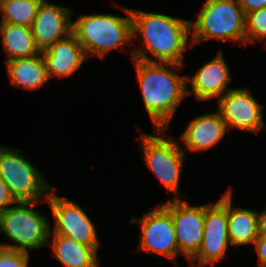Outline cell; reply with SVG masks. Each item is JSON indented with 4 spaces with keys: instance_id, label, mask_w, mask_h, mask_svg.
I'll return each mask as SVG.
<instances>
[{
    "instance_id": "cell-19",
    "label": "cell",
    "mask_w": 266,
    "mask_h": 267,
    "mask_svg": "<svg viewBox=\"0 0 266 267\" xmlns=\"http://www.w3.org/2000/svg\"><path fill=\"white\" fill-rule=\"evenodd\" d=\"M50 234L52 253L65 267H98V248L76 242L61 234Z\"/></svg>"
},
{
    "instance_id": "cell-23",
    "label": "cell",
    "mask_w": 266,
    "mask_h": 267,
    "mask_svg": "<svg viewBox=\"0 0 266 267\" xmlns=\"http://www.w3.org/2000/svg\"><path fill=\"white\" fill-rule=\"evenodd\" d=\"M29 252L0 246V267H28Z\"/></svg>"
},
{
    "instance_id": "cell-1",
    "label": "cell",
    "mask_w": 266,
    "mask_h": 267,
    "mask_svg": "<svg viewBox=\"0 0 266 267\" xmlns=\"http://www.w3.org/2000/svg\"><path fill=\"white\" fill-rule=\"evenodd\" d=\"M130 13L132 17L133 39L141 34L143 38L139 37V39L146 45V47H141V49L132 48V59L158 62L146 55L149 52L160 63L183 65V52L188 45V38L191 35L190 20L132 9H130Z\"/></svg>"
},
{
    "instance_id": "cell-16",
    "label": "cell",
    "mask_w": 266,
    "mask_h": 267,
    "mask_svg": "<svg viewBox=\"0 0 266 267\" xmlns=\"http://www.w3.org/2000/svg\"><path fill=\"white\" fill-rule=\"evenodd\" d=\"M228 128L220 113H209L193 118L181 135L189 151H204L216 145Z\"/></svg>"
},
{
    "instance_id": "cell-9",
    "label": "cell",
    "mask_w": 266,
    "mask_h": 267,
    "mask_svg": "<svg viewBox=\"0 0 266 267\" xmlns=\"http://www.w3.org/2000/svg\"><path fill=\"white\" fill-rule=\"evenodd\" d=\"M46 200L55 218V228L50 233L61 234L93 248L100 246L96 227L78 204L57 196L55 188Z\"/></svg>"
},
{
    "instance_id": "cell-13",
    "label": "cell",
    "mask_w": 266,
    "mask_h": 267,
    "mask_svg": "<svg viewBox=\"0 0 266 267\" xmlns=\"http://www.w3.org/2000/svg\"><path fill=\"white\" fill-rule=\"evenodd\" d=\"M71 11L72 9L54 5L46 0L42 2L30 27L40 52L72 33Z\"/></svg>"
},
{
    "instance_id": "cell-7",
    "label": "cell",
    "mask_w": 266,
    "mask_h": 267,
    "mask_svg": "<svg viewBox=\"0 0 266 267\" xmlns=\"http://www.w3.org/2000/svg\"><path fill=\"white\" fill-rule=\"evenodd\" d=\"M156 131L161 134L160 137L144 132L140 134L144 160L168 192H173L174 196L171 199H178L185 149L174 138L164 139L165 129Z\"/></svg>"
},
{
    "instance_id": "cell-26",
    "label": "cell",
    "mask_w": 266,
    "mask_h": 267,
    "mask_svg": "<svg viewBox=\"0 0 266 267\" xmlns=\"http://www.w3.org/2000/svg\"><path fill=\"white\" fill-rule=\"evenodd\" d=\"M245 15L255 10L266 7V0H238Z\"/></svg>"
},
{
    "instance_id": "cell-27",
    "label": "cell",
    "mask_w": 266,
    "mask_h": 267,
    "mask_svg": "<svg viewBox=\"0 0 266 267\" xmlns=\"http://www.w3.org/2000/svg\"><path fill=\"white\" fill-rule=\"evenodd\" d=\"M258 237H266V209L258 213Z\"/></svg>"
},
{
    "instance_id": "cell-8",
    "label": "cell",
    "mask_w": 266,
    "mask_h": 267,
    "mask_svg": "<svg viewBox=\"0 0 266 267\" xmlns=\"http://www.w3.org/2000/svg\"><path fill=\"white\" fill-rule=\"evenodd\" d=\"M228 245L227 191L216 203L205 204L204 233L198 252L189 260L199 267L215 265L225 257Z\"/></svg>"
},
{
    "instance_id": "cell-24",
    "label": "cell",
    "mask_w": 266,
    "mask_h": 267,
    "mask_svg": "<svg viewBox=\"0 0 266 267\" xmlns=\"http://www.w3.org/2000/svg\"><path fill=\"white\" fill-rule=\"evenodd\" d=\"M16 201L10 194L8 187L0 179V215L3 214L10 204H15Z\"/></svg>"
},
{
    "instance_id": "cell-15",
    "label": "cell",
    "mask_w": 266,
    "mask_h": 267,
    "mask_svg": "<svg viewBox=\"0 0 266 267\" xmlns=\"http://www.w3.org/2000/svg\"><path fill=\"white\" fill-rule=\"evenodd\" d=\"M47 76L69 77L75 74L86 59V54L76 36L71 33L66 38L56 41L42 52Z\"/></svg>"
},
{
    "instance_id": "cell-17",
    "label": "cell",
    "mask_w": 266,
    "mask_h": 267,
    "mask_svg": "<svg viewBox=\"0 0 266 267\" xmlns=\"http://www.w3.org/2000/svg\"><path fill=\"white\" fill-rule=\"evenodd\" d=\"M9 81L22 89L36 90L49 80L42 53L6 61Z\"/></svg>"
},
{
    "instance_id": "cell-20",
    "label": "cell",
    "mask_w": 266,
    "mask_h": 267,
    "mask_svg": "<svg viewBox=\"0 0 266 267\" xmlns=\"http://www.w3.org/2000/svg\"><path fill=\"white\" fill-rule=\"evenodd\" d=\"M0 35H2V44L7 55L6 61L32 57L41 53L36 47L31 28L28 26L1 22Z\"/></svg>"
},
{
    "instance_id": "cell-3",
    "label": "cell",
    "mask_w": 266,
    "mask_h": 267,
    "mask_svg": "<svg viewBox=\"0 0 266 267\" xmlns=\"http://www.w3.org/2000/svg\"><path fill=\"white\" fill-rule=\"evenodd\" d=\"M128 17L111 14L81 15L73 22L72 33L88 55L103 58L110 50L132 41L130 9L120 7Z\"/></svg>"
},
{
    "instance_id": "cell-12",
    "label": "cell",
    "mask_w": 266,
    "mask_h": 267,
    "mask_svg": "<svg viewBox=\"0 0 266 267\" xmlns=\"http://www.w3.org/2000/svg\"><path fill=\"white\" fill-rule=\"evenodd\" d=\"M218 109L227 128L235 127L241 130L258 133L266 129L262 117L263 106L259 104L246 88H233L217 99Z\"/></svg>"
},
{
    "instance_id": "cell-14",
    "label": "cell",
    "mask_w": 266,
    "mask_h": 267,
    "mask_svg": "<svg viewBox=\"0 0 266 267\" xmlns=\"http://www.w3.org/2000/svg\"><path fill=\"white\" fill-rule=\"evenodd\" d=\"M229 67L223 57L221 50L218 51L214 59L205 63L192 77L187 76L186 82H190L192 90H188L187 95L194 92L197 100H209L221 98L228 90L227 87L232 80Z\"/></svg>"
},
{
    "instance_id": "cell-2",
    "label": "cell",
    "mask_w": 266,
    "mask_h": 267,
    "mask_svg": "<svg viewBox=\"0 0 266 267\" xmlns=\"http://www.w3.org/2000/svg\"><path fill=\"white\" fill-rule=\"evenodd\" d=\"M132 60L145 110L153 121L155 130L168 129L174 113L187 95V75L181 77L168 69L177 72L182 65Z\"/></svg>"
},
{
    "instance_id": "cell-6",
    "label": "cell",
    "mask_w": 266,
    "mask_h": 267,
    "mask_svg": "<svg viewBox=\"0 0 266 267\" xmlns=\"http://www.w3.org/2000/svg\"><path fill=\"white\" fill-rule=\"evenodd\" d=\"M20 150L0 146V179L15 201H38L52 191L44 175Z\"/></svg>"
},
{
    "instance_id": "cell-22",
    "label": "cell",
    "mask_w": 266,
    "mask_h": 267,
    "mask_svg": "<svg viewBox=\"0 0 266 267\" xmlns=\"http://www.w3.org/2000/svg\"><path fill=\"white\" fill-rule=\"evenodd\" d=\"M246 43L266 39V7L246 14ZM266 41V40H265ZM266 46V42H264Z\"/></svg>"
},
{
    "instance_id": "cell-4",
    "label": "cell",
    "mask_w": 266,
    "mask_h": 267,
    "mask_svg": "<svg viewBox=\"0 0 266 267\" xmlns=\"http://www.w3.org/2000/svg\"><path fill=\"white\" fill-rule=\"evenodd\" d=\"M245 18L238 0H206L196 21L190 20V45L211 39L246 42Z\"/></svg>"
},
{
    "instance_id": "cell-11",
    "label": "cell",
    "mask_w": 266,
    "mask_h": 267,
    "mask_svg": "<svg viewBox=\"0 0 266 267\" xmlns=\"http://www.w3.org/2000/svg\"><path fill=\"white\" fill-rule=\"evenodd\" d=\"M149 209L152 211L139 219L141 240L138 250L157 253L176 262L179 249L171 213L163 205Z\"/></svg>"
},
{
    "instance_id": "cell-10",
    "label": "cell",
    "mask_w": 266,
    "mask_h": 267,
    "mask_svg": "<svg viewBox=\"0 0 266 267\" xmlns=\"http://www.w3.org/2000/svg\"><path fill=\"white\" fill-rule=\"evenodd\" d=\"M162 205L171 213L179 252L189 261L201 246L205 205L191 206L180 198L169 199Z\"/></svg>"
},
{
    "instance_id": "cell-21",
    "label": "cell",
    "mask_w": 266,
    "mask_h": 267,
    "mask_svg": "<svg viewBox=\"0 0 266 267\" xmlns=\"http://www.w3.org/2000/svg\"><path fill=\"white\" fill-rule=\"evenodd\" d=\"M44 0H0L2 23L31 27Z\"/></svg>"
},
{
    "instance_id": "cell-18",
    "label": "cell",
    "mask_w": 266,
    "mask_h": 267,
    "mask_svg": "<svg viewBox=\"0 0 266 267\" xmlns=\"http://www.w3.org/2000/svg\"><path fill=\"white\" fill-rule=\"evenodd\" d=\"M231 188L227 190L228 238L231 246L254 244L258 238V212L232 207Z\"/></svg>"
},
{
    "instance_id": "cell-5",
    "label": "cell",
    "mask_w": 266,
    "mask_h": 267,
    "mask_svg": "<svg viewBox=\"0 0 266 267\" xmlns=\"http://www.w3.org/2000/svg\"><path fill=\"white\" fill-rule=\"evenodd\" d=\"M37 201H16L0 215V231L14 244H0L1 247L28 252L41 249L49 243L51 224L48 218L34 210Z\"/></svg>"
},
{
    "instance_id": "cell-25",
    "label": "cell",
    "mask_w": 266,
    "mask_h": 267,
    "mask_svg": "<svg viewBox=\"0 0 266 267\" xmlns=\"http://www.w3.org/2000/svg\"><path fill=\"white\" fill-rule=\"evenodd\" d=\"M255 251L258 255V263L261 267H266V237H258L254 242Z\"/></svg>"
}]
</instances>
